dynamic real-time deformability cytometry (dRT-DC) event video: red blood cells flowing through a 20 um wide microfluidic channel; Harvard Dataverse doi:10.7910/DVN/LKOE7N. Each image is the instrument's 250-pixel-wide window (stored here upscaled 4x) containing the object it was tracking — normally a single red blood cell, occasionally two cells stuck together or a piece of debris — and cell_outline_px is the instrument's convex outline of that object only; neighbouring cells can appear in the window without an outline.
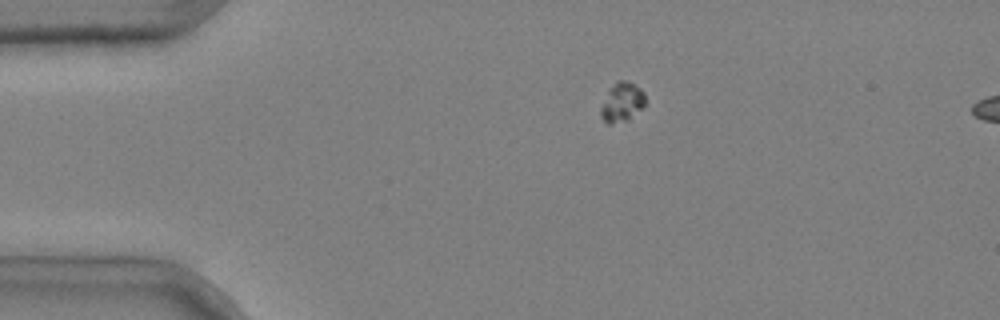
{"species": "common noctule bat (a hibernating species)", "species_latin": "Nyctalus noctula", "temperature_condition": "cold", "stored_images_in_passage": 8, "camera_frame_rate_fps": 3000, "um_per_image_px": 0.085, "animal": {"sex": "male", "body_mass_g": 20.4}, "frame": {"image": 1, "passage_image": 3, "time_ms": 0.667, "image_size_px": [1000, 320], "cell_outline_px": [[644, 108], [628, 120], [612, 124], [608, 124], [600, 116], [600, 108], [608, 92], [620, 80], [628, 80], [640, 88], [644, 92]], "centroid_in_image_um": [52.89, 8.72], "position_along_channel_um": 32.1, "area_um2": 10.06}}
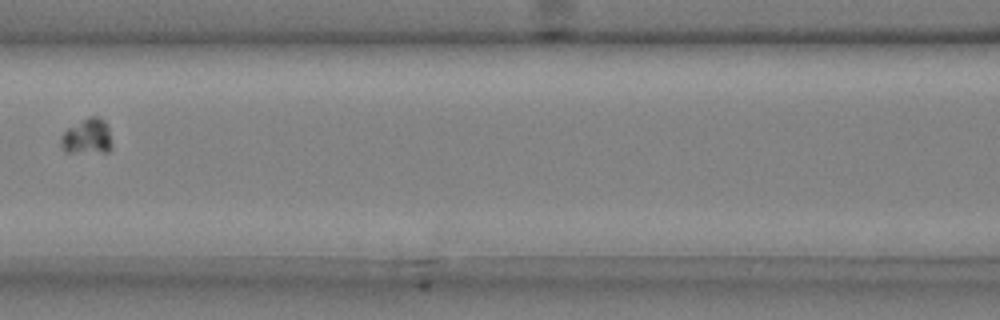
{"frame": {"image": 2, "passage_image": 7, "time_ms": 2.0, "image_size_px": [1000, 320], "cell_outline_px": [[112, 148], [108, 152], [68, 152], [60, 144], [60, 136], [68, 128], [88, 116], [96, 116], [104, 120], [108, 128], [112, 144]], "centroid_in_image_um": [7.42, 11.6], "position_along_channel_um": 159.2, "area_um2": 10.52}}
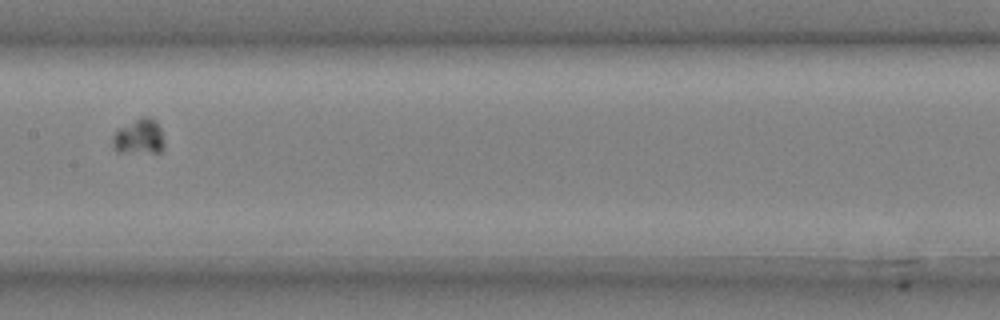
{"frame": {"image": 3, "passage_image": 8, "time_ms": 2.333, "image_size_px": [1000, 320], "cell_outline_px": [[164, 148], [160, 152], [116, 152], [112, 148], [112, 136], [120, 128], [144, 116], [148, 116], [156, 120], [160, 128], [164, 144]], "centroid_in_image_um": [11.82, 11.64], "position_along_channel_um": 195.6, "area_um2": 10.52}}